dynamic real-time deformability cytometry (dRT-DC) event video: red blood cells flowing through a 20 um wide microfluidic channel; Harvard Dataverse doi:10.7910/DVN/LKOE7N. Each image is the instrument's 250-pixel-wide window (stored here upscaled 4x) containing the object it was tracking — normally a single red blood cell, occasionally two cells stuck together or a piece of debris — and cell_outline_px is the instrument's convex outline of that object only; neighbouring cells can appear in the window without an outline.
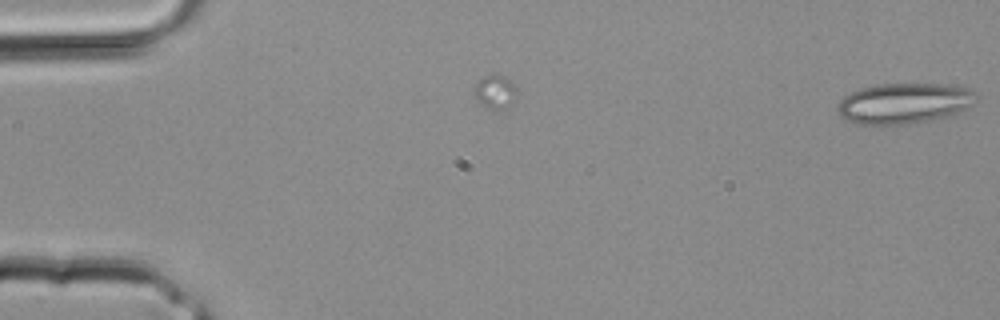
{"species": "common noctule bat (a hibernating species)", "species_latin": "Nyctalus noctula", "temperature_condition": "room temperature", "stored_images_in_passage": 2, "camera_frame_rate_fps": 3000, "um_per_image_px": 0.085, "animal": {"sex": "male", "body_mass_g": 20.4}, "frame": {"image": 1, "passage_image": 2, "time_ms": 0.333, "image_size_px": [1000, 320], "cell_outline_px": [[980, 96], [972, 104], [960, 112], [928, 120], [908, 124], [856, 124], [840, 116], [836, 108], [836, 104], [844, 96], [860, 88], [876, 84], [940, 84], [968, 88], [976, 92]], "centroid_in_image_um": [76.83, 8.77], "position_along_channel_um": 8.2, "area_um2": 32.77}}